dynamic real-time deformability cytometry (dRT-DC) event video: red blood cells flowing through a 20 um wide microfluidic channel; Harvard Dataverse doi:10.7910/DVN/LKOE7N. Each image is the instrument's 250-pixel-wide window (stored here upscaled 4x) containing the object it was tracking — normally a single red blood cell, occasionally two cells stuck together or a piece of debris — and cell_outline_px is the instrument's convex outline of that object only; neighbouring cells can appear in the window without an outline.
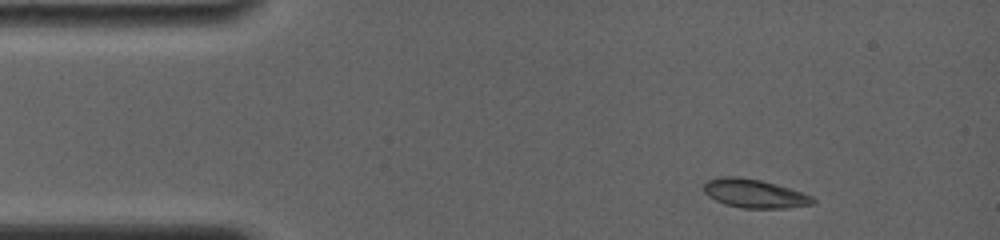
{"species": "common noctule bat (a hibernating species)", "species_latin": "Nyctalus noctula", "temperature_condition": "room temperature", "stored_images_in_passage": 14, "camera_frame_rate_fps": 4000, "um_per_image_px": 0.085, "animal": {"sex": "female", "body_mass_g": 19.0, "forearm_length_mm": 56.7}, "frame": {"image": 1, "passage_image": 1, "time_ms": 0.0, "image_size_px": [1000, 240], "cell_outline_px": [[816, 204], [784, 208], [740, 208], [724, 204], [708, 196], [704, 192], [704, 184], [708, 180], [720, 176], [736, 176], [760, 180], [776, 184], [812, 196], [816, 200]], "centroid_in_image_um": [64.12, 16.45], "position_along_channel_um": 20.9, "area_um2": 18.21}}
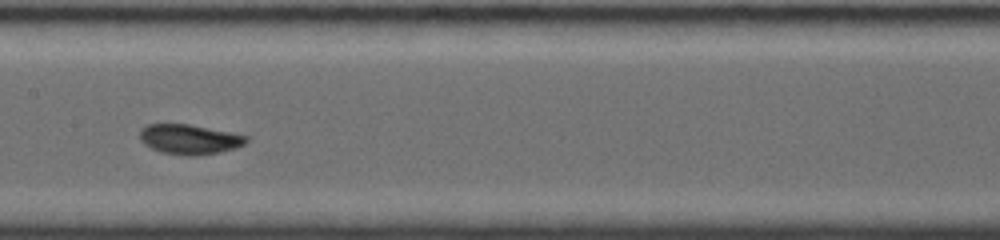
{"frame": {"image": 2, "passage_image": 7, "time_ms": 6.25, "image_size_px": [1000, 240], "cell_outline_px": [[248, 140], [244, 144], [236, 148], [220, 152], [196, 156], [188, 156], [164, 152], [152, 148], [144, 144], [140, 140], [140, 128], [148, 124], [188, 124], [248, 136]], "centroid_in_image_um": [16.09, 11.84], "position_along_channel_um": 191.3, "area_um2": 18.38}}
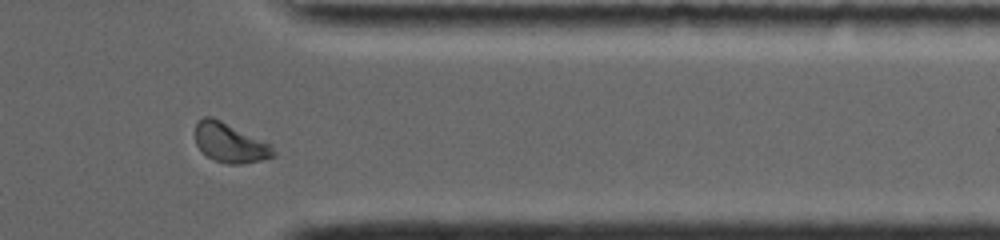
{"frame": {"image": 3, "passage_image": 12, "time_ms": 11.5, "image_size_px": [1000, 240], "cell_outline_px": [[276, 156], [244, 164], [224, 164], [208, 156], [196, 144], [196, 124], [204, 116], [212, 116], [272, 144], [276, 152]], "centroid_in_image_um": [19.59, 12.14], "position_along_channel_um": 391.8, "area_um2": 17.92}, "authors_computed_cell_mechanics": {"area_um2": 17.8313, "velocity_mm_per_s": 3.8309, "shape_relaxation_time_tau1_ms": 2.746, "shape_relaxation_time_tau2_ms": 0.9465, "deformation_change_tau1": 0.1121, "deformation_change_tau2": 0.0518}}